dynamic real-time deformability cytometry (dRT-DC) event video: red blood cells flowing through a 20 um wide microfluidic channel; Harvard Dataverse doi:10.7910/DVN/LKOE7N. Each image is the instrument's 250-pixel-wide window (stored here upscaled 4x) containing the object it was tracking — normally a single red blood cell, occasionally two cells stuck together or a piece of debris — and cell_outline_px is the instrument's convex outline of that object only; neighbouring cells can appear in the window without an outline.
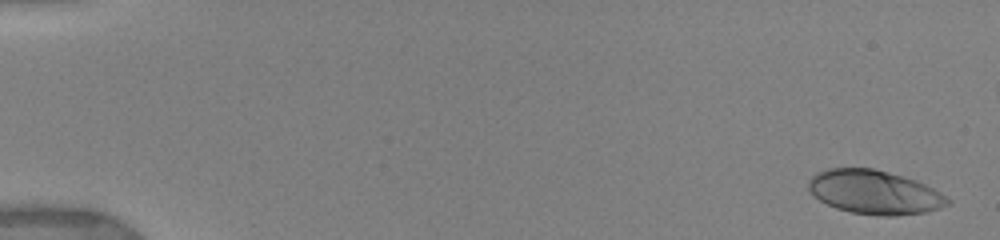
{"species": "human", "species_latin": "Homo sapiens", "temperature_condition": "warm", "stored_images_in_passage": 31, "camera_frame_rate_fps": 3000, "um_per_image_px": 0.085, "donor": {"sex": "female"}, "frame": {"image": 1, "passage_image": 1, "time_ms": 0.0, "image_size_px": [1000, 240], "cell_outline_px": [[952, 204], [928, 212], [896, 216], [880, 216], [852, 212], [836, 208], [820, 200], [808, 188], [808, 180], [816, 172], [828, 168], [872, 168], [888, 172], [916, 180], [940, 192], [952, 200]], "centroid_in_image_um": [74.36, 16.34], "position_along_channel_um": 10.6, "area_um2": 35.66}}
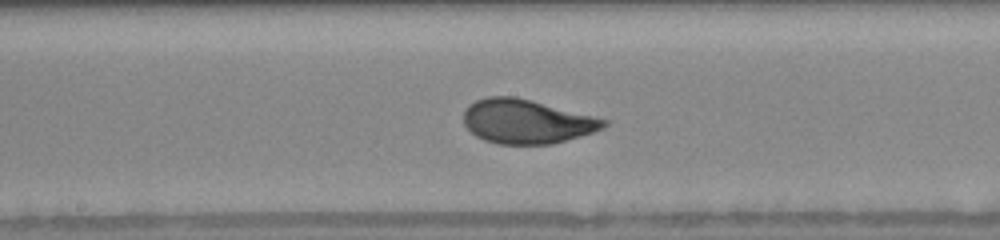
{"frame": {"image": 2, "passage_image": 18, "time_ms": 9.0, "image_size_px": [1000, 240], "cell_outline_px": [[608, 124], [604, 128], [580, 136], [552, 144], [500, 144], [484, 140], [476, 136], [464, 124], [464, 108], [468, 104], [476, 100], [488, 96], [516, 96], [608, 120]], "centroid_in_image_um": [44.73, 10.32], "position_along_channel_um": 203.5, "area_um2": 35.95}}
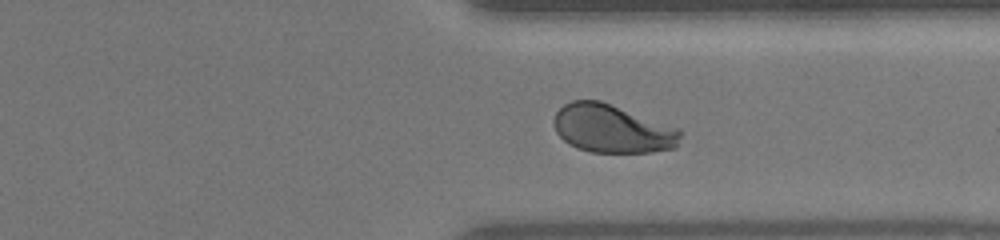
{"frame": {"image": 3, "passage_image": 26, "time_ms": 13.0, "image_size_px": [1000, 240], "cell_outline_px": [[684, 132], [676, 148], [652, 152], [592, 152], [576, 148], [568, 144], [556, 132], [552, 120], [556, 112], [564, 104], [572, 100], [600, 100], [680, 128]], "centroid_in_image_um": [52.06, 10.94], "position_along_channel_um": 359.3, "area_um2": 36.01}, "authors_computed_cell_mechanics": {"area_um2": 35.6626, "velocity_mm_per_s": 3.9019, "shape_relaxation_time_tau1_ms": 3.1239, "shape_relaxation_time_tau2_ms": null, "deformation_change_tau1": 0.1604, "deformation_change_tau2": null}}